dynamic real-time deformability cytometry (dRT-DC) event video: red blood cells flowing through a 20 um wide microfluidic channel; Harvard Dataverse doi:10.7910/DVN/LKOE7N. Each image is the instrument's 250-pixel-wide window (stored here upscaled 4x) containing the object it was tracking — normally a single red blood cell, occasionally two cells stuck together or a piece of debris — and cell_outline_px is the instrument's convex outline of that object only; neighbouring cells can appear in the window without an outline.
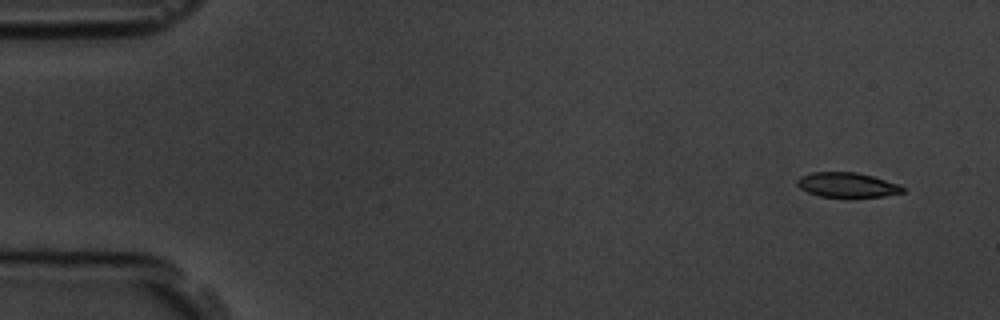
{"species": "common noctule bat (a hibernating species)", "species_latin": "Nyctalus noctula", "temperature_condition": "room temperature", "stored_images_in_passage": 4, "camera_frame_rate_fps": 3000, "um_per_image_px": 0.085, "animal": {"sex": "male", "body_mass_g": 19.5, "forearm_length_mm": 54.6}, "frame": {"image": 1, "passage_image": 1, "time_ms": 0.0, "image_size_px": [1000, 320], "cell_outline_px": [[908, 188], [904, 192], [884, 196], [820, 196], [808, 192], [800, 188], [796, 184], [796, 180], [800, 176], [812, 172], [856, 172], [872, 176], [900, 184]], "centroid_in_image_um": [72.03, 15.7], "position_along_channel_um": 13.0, "area_um2": 15.14}}
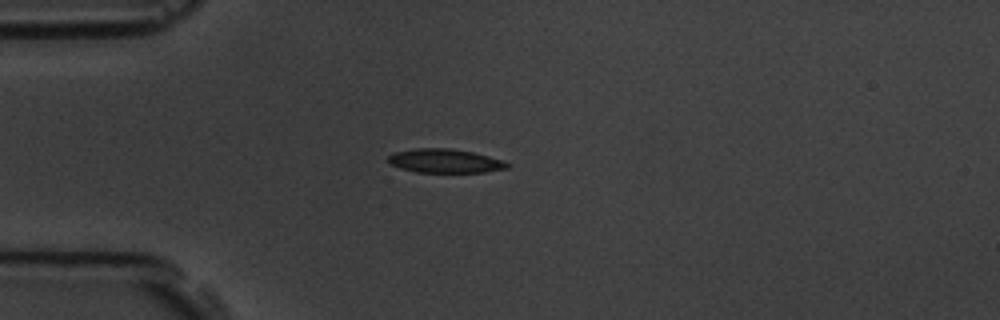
{"frame": {"image": 2, "passage_image": 4, "time_ms": 3.667, "image_size_px": [1000, 320], "cell_outline_px": [[512, 164], [508, 168], [484, 172], [416, 172], [400, 168], [388, 164], [388, 156], [392, 152], [412, 148], [448, 148], [472, 152], [504, 160]], "centroid_in_image_um": [37.79, 13.67], "position_along_channel_um": 47.2, "area_um2": 16.76}}